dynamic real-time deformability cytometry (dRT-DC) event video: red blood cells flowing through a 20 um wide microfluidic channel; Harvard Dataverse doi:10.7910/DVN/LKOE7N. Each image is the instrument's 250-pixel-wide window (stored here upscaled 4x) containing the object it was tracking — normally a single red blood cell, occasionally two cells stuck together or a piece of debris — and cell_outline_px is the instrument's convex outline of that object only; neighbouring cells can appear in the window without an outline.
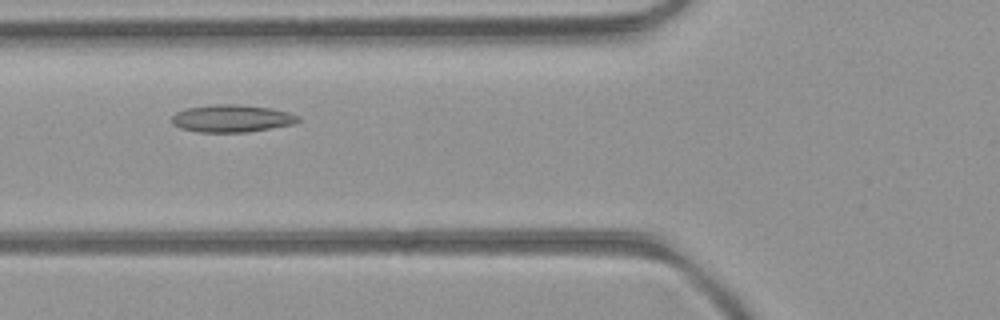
{"species": "common noctule bat (a hibernating species)", "species_latin": "Nyctalus noctula", "temperature_condition": "room temperature", "stored_images_in_passage": 34, "camera_frame_rate_fps": 3000, "um_per_image_px": 0.085, "animal": {"sex": "female", "body_mass_g": 21.9}, "frame": {"image": 1, "passage_image": 4, "time_ms": 1.0, "image_size_px": [1000, 320], "cell_outline_px": [[300, 120], [292, 124], [248, 132], [196, 132], [180, 128], [172, 124], [172, 116], [176, 112], [184, 108], [216, 104], [236, 104], [272, 108], [288, 112], [300, 116]], "centroid_in_image_um": [19.67, 10.06], "position_along_channel_um": 106.1, "area_um2": 20.29}}
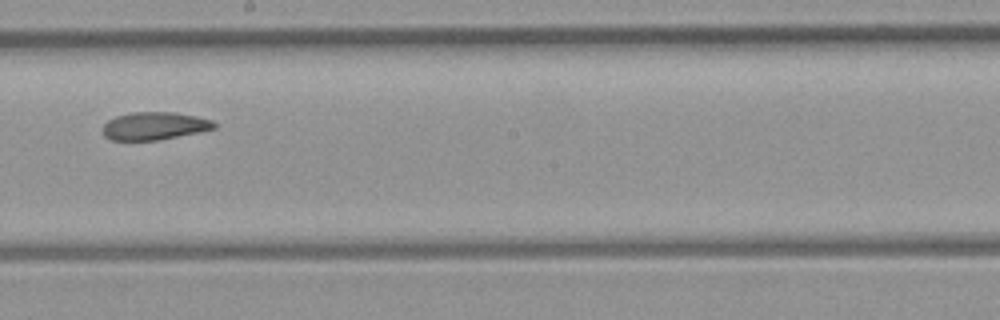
{"frame": {"image": 2, "passage_image": 13, "time_ms": 4.0, "image_size_px": [1000, 320], "cell_outline_px": [[216, 128], [200, 132], [156, 140], [112, 140], [104, 136], [104, 124], [108, 120], [116, 116], [132, 112], [176, 112], [196, 116], [212, 120], [216, 124]], "centroid_in_image_um": [13.15, 10.7], "position_along_channel_um": 235.1, "area_um2": 17.98}}
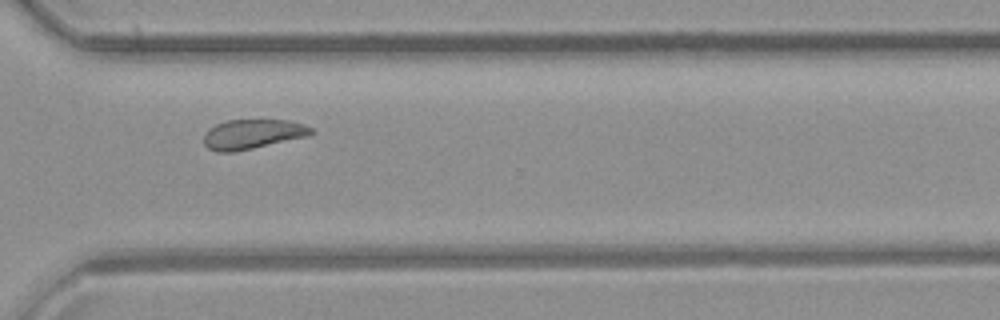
{"frame": {"image": 3, "passage_image": 21, "time_ms": 6.667, "image_size_px": [1000, 320], "cell_outline_px": [[312, 132], [308, 136], [252, 148], [232, 152], [216, 152], [208, 148], [204, 144], [204, 136], [208, 128], [216, 124], [228, 120], [288, 120], [304, 124], [312, 128]], "centroid_in_image_um": [21.44, 11.4], "position_along_channel_um": 349.2, "area_um2": 18.38}, "authors_computed_cell_mechanics": {"area_um2": 19.0162, "velocity_mm_per_s": 4.2822, "shape_relaxation_time_tau1_ms": 5.8825, "shape_relaxation_time_tau2_ms": 3.2888, "deformation_change_tau1": 0.1452, "deformation_change_tau2": 0.0978}}